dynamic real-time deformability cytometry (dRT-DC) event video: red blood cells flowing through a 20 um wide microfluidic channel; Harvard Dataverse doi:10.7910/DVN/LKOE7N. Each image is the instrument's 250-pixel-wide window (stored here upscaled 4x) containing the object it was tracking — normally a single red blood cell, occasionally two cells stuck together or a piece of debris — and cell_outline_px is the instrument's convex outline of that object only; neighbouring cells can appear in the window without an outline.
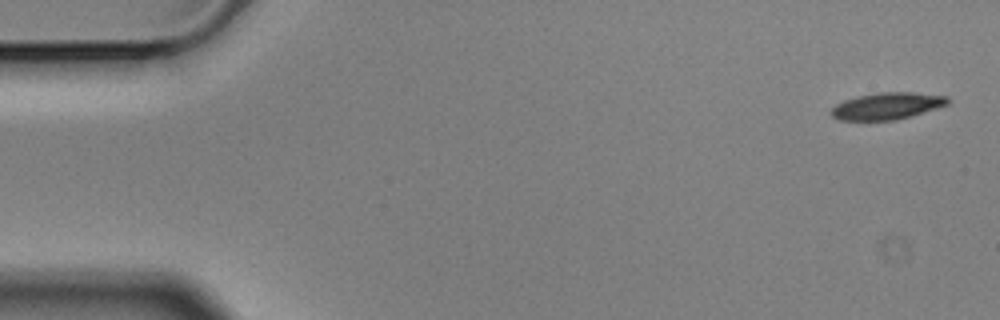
{"species": "Egyptian fruit bat (a non-hibernating species)", "species_latin": "Rousettus aegyptiacus", "temperature_condition": "cold", "stored_images_in_passage": 4, "camera_frame_rate_fps": 3000, "um_per_image_px": 0.085, "animal": {"sex": "male"}, "frame": {"image": 1, "passage_image": 1, "time_ms": 0.0, "image_size_px": [1000, 320], "cell_outline_px": [[948, 104], [912, 116], [896, 120], [840, 120], [832, 116], [832, 108], [836, 104], [844, 100], [860, 96], [880, 92], [912, 92], [948, 96]], "centroid_in_image_um": [75.42, 9.01], "position_along_channel_um": 9.6, "area_um2": 18.03}}
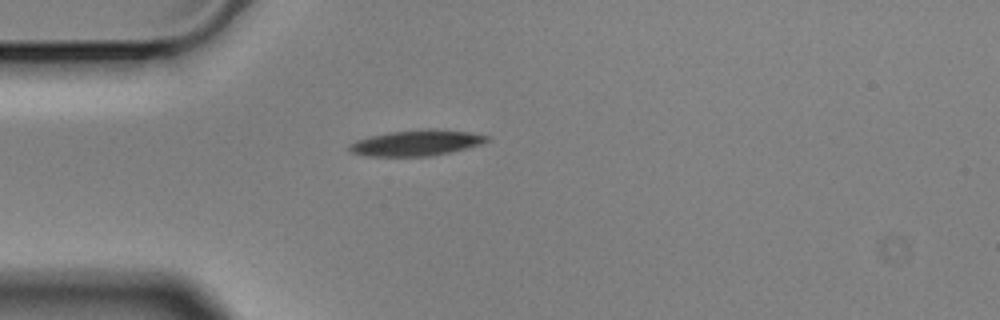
{"frame": {"image": 2, "passage_image": 4, "time_ms": 1.0, "image_size_px": [1000, 320], "cell_outline_px": [[488, 140], [480, 144], [448, 152], [428, 156], [368, 156], [352, 152], [348, 148], [348, 144], [356, 140], [388, 132], [424, 128], [428, 128], [468, 132], [488, 136]], "centroid_in_image_um": [35.34, 12.13], "position_along_channel_um": 49.7, "area_um2": 20.35}}